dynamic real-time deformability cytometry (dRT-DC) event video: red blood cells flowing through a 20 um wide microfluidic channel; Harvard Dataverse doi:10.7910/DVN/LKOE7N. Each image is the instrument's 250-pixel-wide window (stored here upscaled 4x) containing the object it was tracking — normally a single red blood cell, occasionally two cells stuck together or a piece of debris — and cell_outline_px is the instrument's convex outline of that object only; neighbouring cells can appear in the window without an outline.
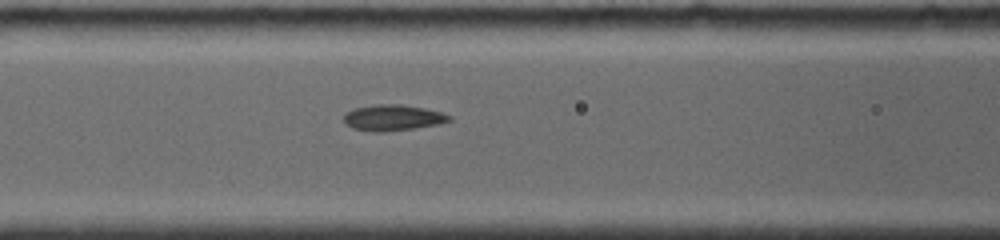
{"species": "common noctule bat (a hibernating species)", "species_latin": "Nyctalus noctula", "temperature_condition": "room temperature", "stored_images_in_passage": 6, "segment_of_instrument_passage": [1, 2], "camera_frame_rate_fps": 4000, "um_per_image_px": 0.085, "animal": {"sex": "female", "body_mass_g": 19.0, "forearm_length_mm": 56.7}, "frame": {"image": 1, "passage_image": 5, "time_ms": 3.5, "image_size_px": [1000, 240], "cell_outline_px": [[452, 120], [440, 124], [416, 128], [380, 132], [372, 132], [352, 128], [344, 124], [344, 116], [348, 112], [356, 108], [376, 104], [400, 104], [424, 108], [440, 112], [452, 116]], "centroid_in_image_um": [33.4, 10.01], "position_along_channel_um": 133.2, "area_um2": 15.95}}